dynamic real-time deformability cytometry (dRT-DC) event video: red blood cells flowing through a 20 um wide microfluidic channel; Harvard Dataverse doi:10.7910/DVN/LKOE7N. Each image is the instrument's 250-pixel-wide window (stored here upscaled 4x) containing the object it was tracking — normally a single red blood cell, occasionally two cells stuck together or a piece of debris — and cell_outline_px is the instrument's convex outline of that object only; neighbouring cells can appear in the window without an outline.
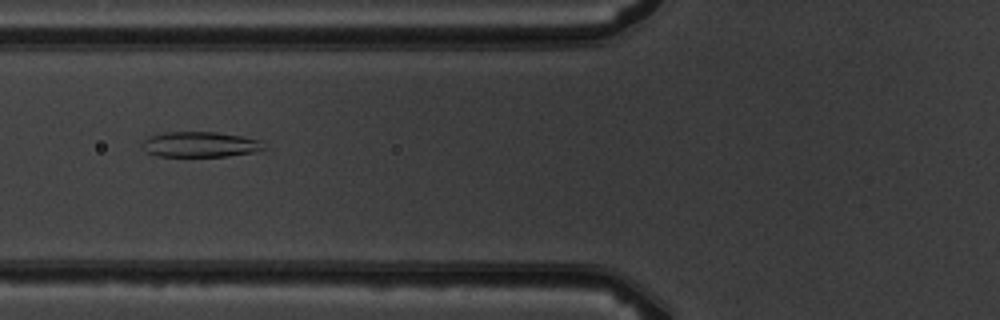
{"species": "common noctule bat (a hibernating species)", "species_latin": "Nyctalus noctula", "temperature_condition": "warm", "stored_images_in_passage": 4, "camera_frame_rate_fps": 3000, "um_per_image_px": 0.085, "animal": {"sex": "male", "body_mass_g": 19.5, "forearm_length_mm": 54.6}, "frame": {"image": 1, "passage_image": 3, "time_ms": 2.333, "image_size_px": [1000, 320], "cell_outline_px": [[268, 148], [256, 152], [228, 156], [156, 156], [148, 152], [140, 144], [144, 140], [152, 136], [164, 132], [216, 132], [240, 136], [260, 140]], "centroid_in_image_um": [17.06, 12.28], "position_along_channel_um": 108.7, "area_um2": 17.98}}